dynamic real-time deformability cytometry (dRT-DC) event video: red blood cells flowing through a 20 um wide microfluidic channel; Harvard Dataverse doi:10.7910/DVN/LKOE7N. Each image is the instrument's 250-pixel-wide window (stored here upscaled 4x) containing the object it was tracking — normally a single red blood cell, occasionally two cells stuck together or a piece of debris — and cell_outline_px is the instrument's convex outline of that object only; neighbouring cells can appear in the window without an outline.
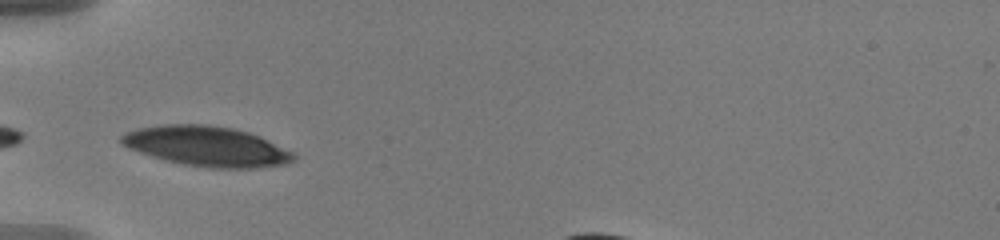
{"species": "human", "species_latin": "Homo sapiens", "temperature_condition": "warm", "stored_images_in_passage": 36, "camera_frame_rate_fps": 3000, "um_per_image_px": 0.085, "donor": {"sex": "male"}, "frame": {"image": 1, "passage_image": 1, "time_ms": 0.0, "image_size_px": [1000, 240], "cell_outline_px": [[296, 160], [288, 164], [256, 168], [208, 168], [184, 164], [168, 160], [140, 152], [128, 148], [120, 144], [120, 136], [124, 132], [136, 128], [164, 124], [208, 124], [232, 128], [248, 132], [260, 136], [296, 152]], "centroid_in_image_um": [17.62, 12.43], "position_along_channel_um": 67.4, "area_um2": 40.52}}
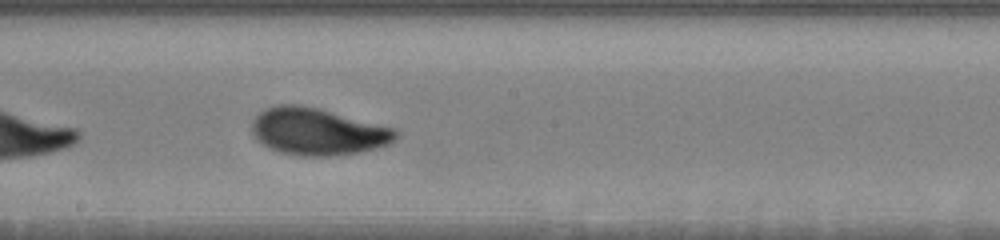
{"frame": {"image": 2, "passage_image": 14, "time_ms": 4.333, "image_size_px": [1000, 240], "cell_outline_px": [[400, 136], [396, 140], [388, 144], [376, 148], [360, 152], [332, 156], [296, 156], [280, 152], [268, 148], [256, 140], [252, 136], [252, 120], [264, 108], [280, 104], [300, 104], [396, 128], [400, 132]], "centroid_in_image_um": [26.99, 11.19], "position_along_channel_um": 221.2, "area_um2": 39.82}}
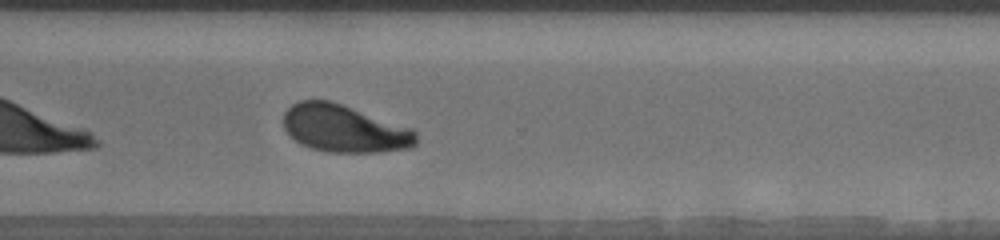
{"frame": {"image": 3, "passage_image": 24, "time_ms": 7.667, "image_size_px": [1000, 240], "cell_outline_px": [[416, 144], [412, 148], [376, 152], [328, 152], [312, 148], [296, 140], [284, 128], [284, 112], [292, 104], [300, 100], [332, 100], [412, 128], [416, 132]], "centroid_in_image_um": [29.29, 10.92], "position_along_channel_um": 341.3, "area_um2": 36.65}}